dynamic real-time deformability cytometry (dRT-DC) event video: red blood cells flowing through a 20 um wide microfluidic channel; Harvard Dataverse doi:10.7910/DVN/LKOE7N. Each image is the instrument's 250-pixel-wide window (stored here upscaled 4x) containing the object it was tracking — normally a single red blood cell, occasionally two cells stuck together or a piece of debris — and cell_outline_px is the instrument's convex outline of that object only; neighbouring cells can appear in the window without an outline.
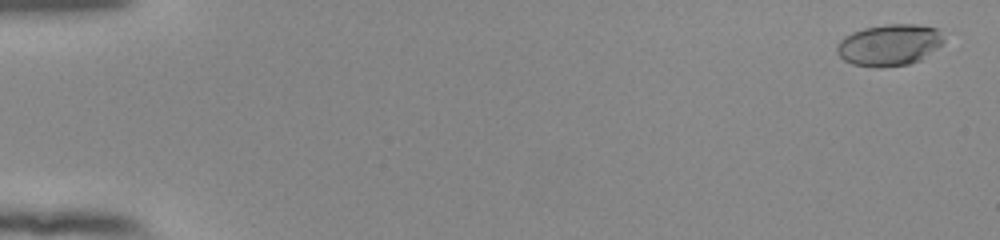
{"species": "human", "species_latin": "Homo sapiens", "temperature_condition": "room temperature", "stored_images_in_passage": 55, "camera_frame_rate_fps": 3000, "um_per_image_px": 0.085, "donor": {"sex": "female"}, "frame": {"image": 1, "passage_image": 2, "time_ms": 0.333, "image_size_px": [1000, 240], "cell_outline_px": [[944, 44], [920, 60], [908, 64], [880, 68], [876, 68], [852, 64], [844, 60], [836, 52], [836, 48], [840, 40], [844, 36], [852, 32], [864, 28], [888, 24], [916, 24], [936, 28], [944, 40]], "centroid_in_image_um": [75.58, 3.83], "position_along_channel_um": 9.4, "area_um2": 25.95}}
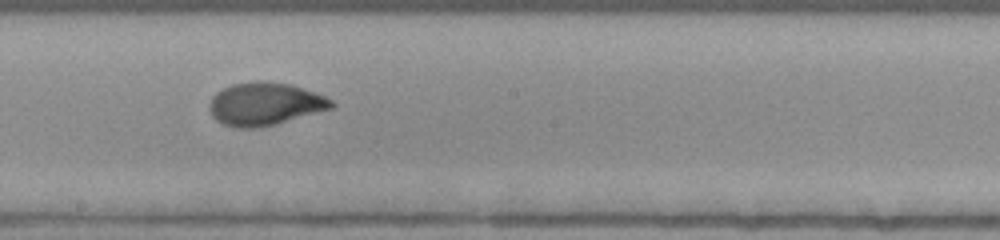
{"frame": {"image": 2, "passage_image": 32, "time_ms": 10.333, "image_size_px": [1000, 240], "cell_outline_px": [[336, 104], [332, 108], [276, 124], [256, 128], [240, 128], [224, 124], [216, 120], [212, 116], [208, 108], [208, 104], [212, 96], [216, 92], [232, 84], [256, 80], [260, 80], [288, 84], [324, 96], [332, 100]], "centroid_in_image_um": [22.47, 8.84], "position_along_channel_um": 225.7, "area_um2": 30.35}}
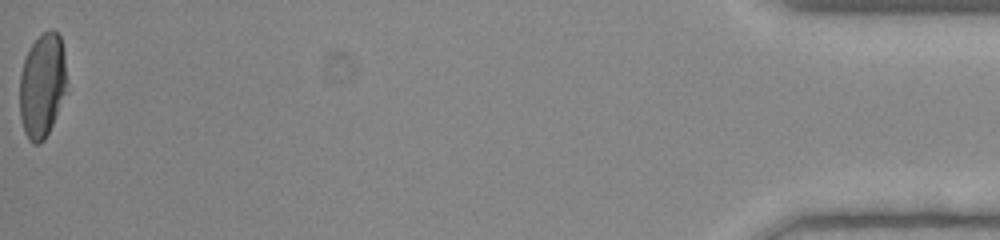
{"frame": {"image": 3, "passage_image": 55, "time_ms": 18.0, "image_size_px": [1000, 240], "cell_outline_px": [[68, 92], [44, 140], [36, 144], [28, 140], [24, 132], [20, 116], [20, 72], [24, 60], [32, 44], [44, 32], [52, 28], [60, 36], [64, 52]], "centroid_in_image_um": [3.61, 7.27], "position_along_channel_um": 431.6, "area_um2": 28.9}, "authors_computed_cell_mechanics": {"area_um2": 29.3046, "velocity_mm_per_s": 3.8735, "shape_relaxation_time_tau1_ms": 4.3873, "shape_relaxation_time_tau2_ms": null, "deformation_change_tau1": 0.2038, "deformation_change_tau2": null}}